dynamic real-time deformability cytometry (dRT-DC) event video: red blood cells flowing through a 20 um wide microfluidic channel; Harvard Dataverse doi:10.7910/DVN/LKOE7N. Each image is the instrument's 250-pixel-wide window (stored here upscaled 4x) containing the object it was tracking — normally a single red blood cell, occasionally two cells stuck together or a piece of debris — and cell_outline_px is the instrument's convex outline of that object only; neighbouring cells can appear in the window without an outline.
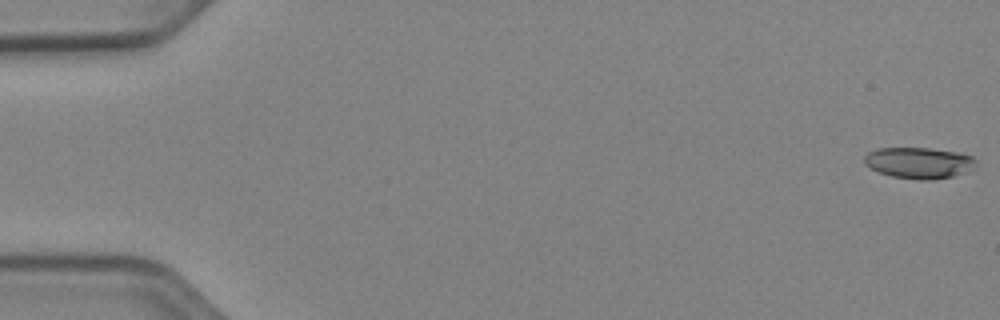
{"species": "Egyptian fruit bat (a non-hibernating species)", "species_latin": "Rousettus aegyptiacus", "temperature_condition": "cold", "stored_images_in_passage": 52, "camera_frame_rate_fps": 3000, "um_per_image_px": 0.085, "animal": {"sex": "female"}, "frame": {"image": 1, "passage_image": 1, "time_ms": 0.0, "image_size_px": [1000, 320], "cell_outline_px": [[976, 168], [968, 172], [952, 176], [932, 180], [916, 180], [892, 176], [880, 172], [864, 164], [864, 156], [868, 152], [876, 148], [928, 148], [960, 152], [972, 156], [976, 160]], "centroid_in_image_um": [78.15, 13.84], "position_along_channel_um": 6.8, "area_um2": 20.52}}
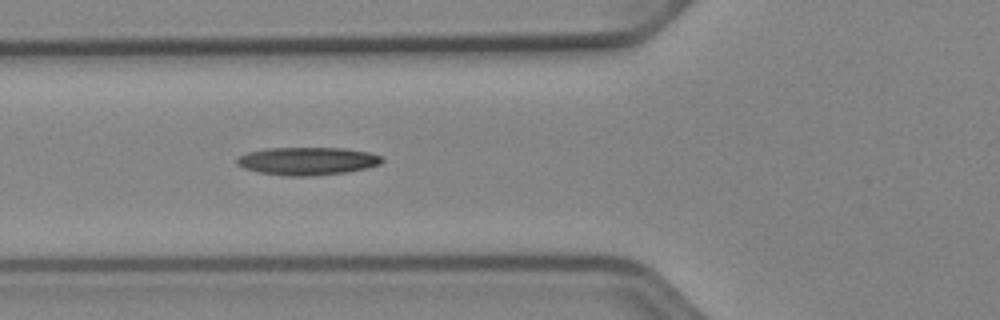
{"frame": {"image": 2, "passage_image": 20, "time_ms": 6.333, "image_size_px": [1000, 320], "cell_outline_px": [[384, 160], [380, 164], [368, 168], [348, 172], [308, 176], [288, 176], [260, 172], [244, 168], [236, 164], [236, 160], [240, 156], [248, 152], [264, 148], [344, 148], [368, 152], [380, 156]], "centroid_in_image_um": [26.14, 13.69], "position_along_channel_um": 99.7, "area_um2": 23.52}}
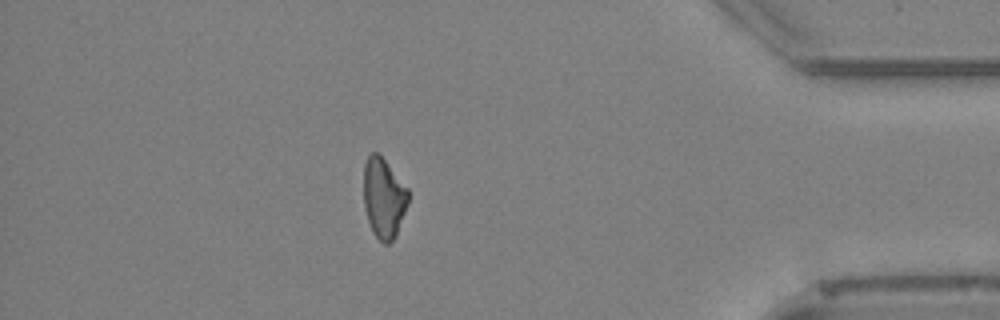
{"frame": {"image": 3, "passage_image": 46, "time_ms": 15.0, "image_size_px": [1000, 320], "cell_outline_px": [[408, 204], [396, 236], [388, 244], [384, 244], [372, 232], [364, 208], [364, 164], [368, 156], [372, 152], [380, 152], [408, 188]], "centroid_in_image_um": [32.62, 16.8], "position_along_channel_um": 402.6, "area_um2": 21.1}}